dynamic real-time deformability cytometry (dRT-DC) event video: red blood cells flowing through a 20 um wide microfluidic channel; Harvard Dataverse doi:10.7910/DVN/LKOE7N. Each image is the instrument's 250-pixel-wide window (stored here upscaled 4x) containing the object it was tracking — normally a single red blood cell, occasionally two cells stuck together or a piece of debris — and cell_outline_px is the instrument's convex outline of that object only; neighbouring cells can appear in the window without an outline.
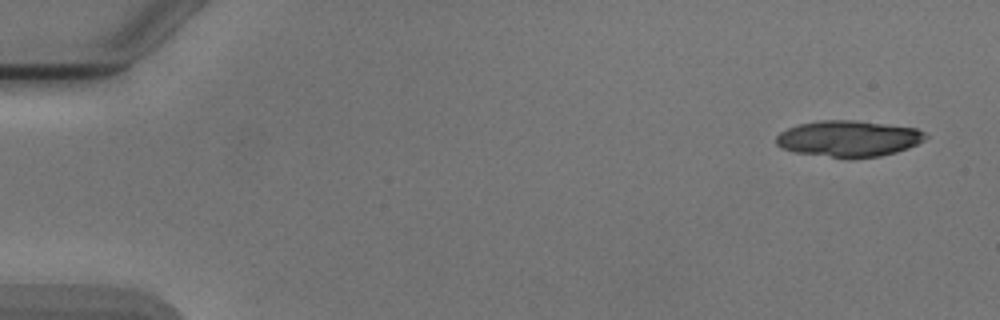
{"species": "Egyptian fruit bat (a non-hibernating species)", "species_latin": "Rousettus aegyptiacus", "temperature_condition": "cold", "stored_images_in_passage": 8, "camera_frame_rate_fps": 3000, "um_per_image_px": 0.085, "animal": {"sex": "male"}, "frame": {"image": 1, "passage_image": 1, "time_ms": 0.0, "image_size_px": [1000, 320], "cell_outline_px": [[928, 136], [924, 140], [908, 148], [896, 152], [880, 156], [852, 160], [796, 152], [780, 148], [776, 144], [776, 136], [780, 132], [796, 124], [820, 120], [852, 120], [916, 128], [924, 132]], "centroid_in_image_um": [72.1, 11.8], "position_along_channel_um": 12.9, "area_um2": 31.79}}
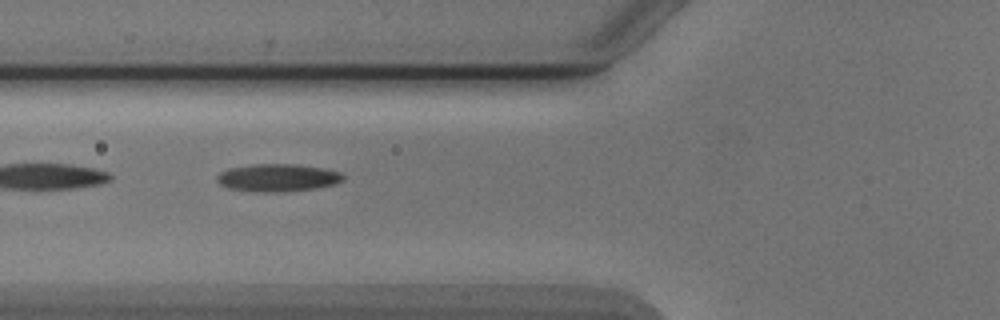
{"frame": {"image": 2, "passage_image": 6, "time_ms": 6.0, "image_size_px": [1000, 320], "cell_outline_px": [[344, 180], [336, 184], [312, 188], [280, 192], [264, 192], [228, 188], [220, 184], [216, 180], [216, 176], [220, 172], [228, 168], [252, 164], [292, 164], [320, 168], [340, 172], [344, 176]], "centroid_in_image_um": [23.57, 15.1], "position_along_channel_um": 102.2, "area_um2": 20.11}}
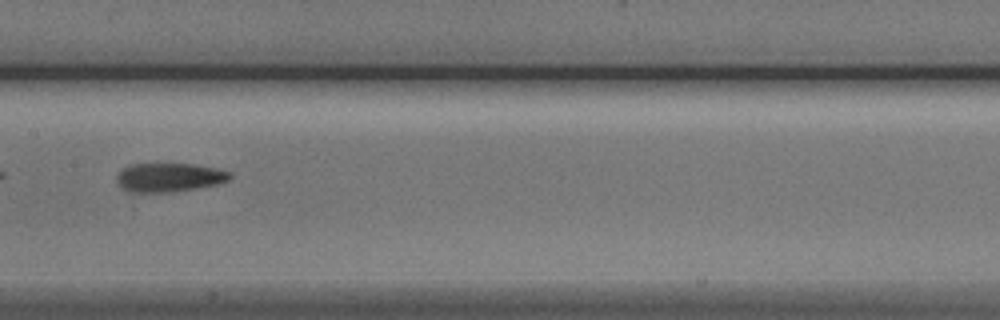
{"frame": {"image": 3, "passage_image": 8, "time_ms": 8.333, "image_size_px": [1000, 320], "cell_outline_px": [[232, 176], [228, 180], [216, 184], [196, 188], [172, 192], [128, 192], [116, 180], [116, 176], [124, 168], [132, 164], [192, 164], [216, 168], [232, 172]], "centroid_in_image_um": [14.4, 15.08], "position_along_channel_um": 193.0, "area_um2": 18.84}}